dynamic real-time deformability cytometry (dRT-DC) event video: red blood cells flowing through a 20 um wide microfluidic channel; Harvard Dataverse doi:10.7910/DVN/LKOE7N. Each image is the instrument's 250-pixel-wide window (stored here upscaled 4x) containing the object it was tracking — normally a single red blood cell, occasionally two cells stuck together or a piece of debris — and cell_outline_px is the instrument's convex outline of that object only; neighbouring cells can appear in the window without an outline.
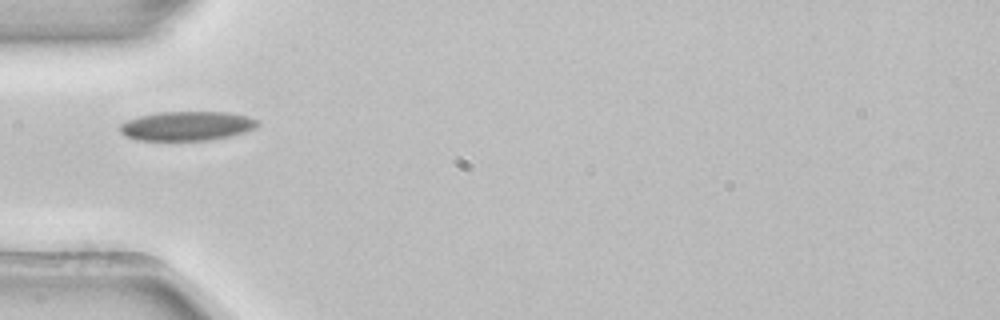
{"species": "common noctule bat (a hibernating species)", "species_latin": "Nyctalus noctula", "temperature_condition": "room temperature", "stored_images_in_passage": 1, "camera_frame_rate_fps": 3000, "um_per_image_px": 0.085, "animal": {"sex": "female", "body_mass_g": 22.7, "forearm_length_mm": 54.2}, "frame": {"image": 1, "passage_image": 1, "time_ms": 0.0, "image_size_px": [1000, 320], "cell_outline_px": [[260, 124], [256, 128], [232, 136], [208, 140], [136, 140], [124, 136], [120, 132], [120, 124], [128, 120], [140, 116], [156, 112], [228, 112], [248, 116], [260, 120]], "centroid_in_image_um": [15.92, 10.7], "position_along_channel_um": 69.1, "area_um2": 23.7}}